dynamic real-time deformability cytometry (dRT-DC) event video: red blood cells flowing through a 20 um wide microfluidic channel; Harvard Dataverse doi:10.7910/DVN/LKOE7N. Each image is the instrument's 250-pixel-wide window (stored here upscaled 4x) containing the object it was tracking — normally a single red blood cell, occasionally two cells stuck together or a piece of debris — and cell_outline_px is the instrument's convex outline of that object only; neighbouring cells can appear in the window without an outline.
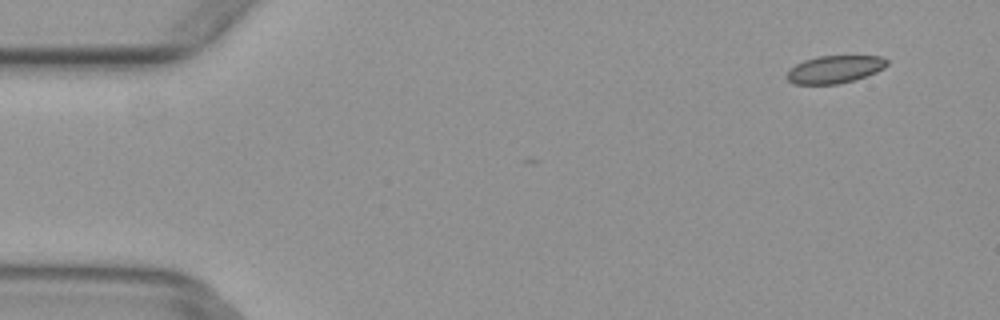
{"species": "common noctule bat (a hibernating species)", "species_latin": "Nyctalus noctula", "temperature_condition": "warm", "stored_images_in_passage": 6, "camera_frame_rate_fps": 3000, "um_per_image_px": 0.085, "animal": {"sex": "female", "body_mass_g": 29.2, "forearm_length_mm": 56.3}, "frame": {"image": 1, "passage_image": 2, "time_ms": 0.333, "image_size_px": [1000, 320], "cell_outline_px": [[888, 64], [884, 68], [876, 72], [852, 80], [836, 84], [796, 84], [788, 80], [784, 76], [788, 68], [804, 60], [816, 56], [880, 56], [888, 60]], "centroid_in_image_um": [70.89, 5.88], "position_along_channel_um": 14.1, "area_um2": 16.13}}